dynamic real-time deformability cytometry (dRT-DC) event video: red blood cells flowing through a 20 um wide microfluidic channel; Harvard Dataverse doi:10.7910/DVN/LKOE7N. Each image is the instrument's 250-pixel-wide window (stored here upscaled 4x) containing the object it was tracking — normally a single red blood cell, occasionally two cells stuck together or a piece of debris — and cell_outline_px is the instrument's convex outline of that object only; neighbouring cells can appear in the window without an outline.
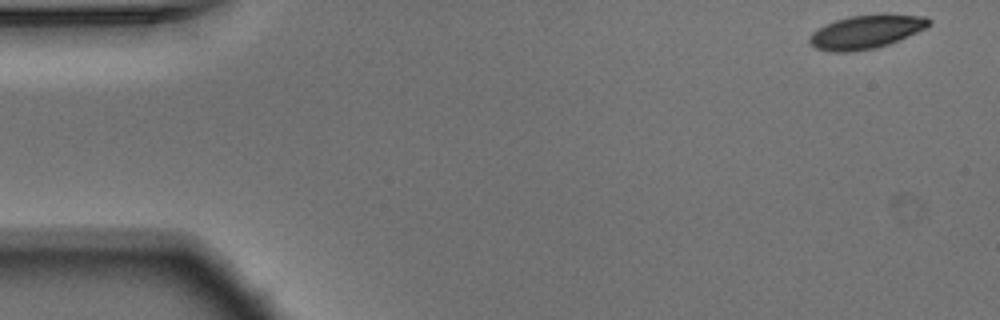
{"species": "Egyptian fruit bat (a non-hibernating species)", "species_latin": "Rousettus aegyptiacus", "temperature_condition": "warm", "stored_images_in_passage": 52, "camera_frame_rate_fps": 3000, "um_per_image_px": 0.085, "animal": {"sex": "male"}, "frame": {"image": 1, "passage_image": 1, "time_ms": 0.0, "image_size_px": [1000, 320], "cell_outline_px": [[932, 24], [900, 40], [876, 48], [852, 52], [832, 52], [816, 48], [808, 40], [812, 32], [836, 20], [852, 16], [924, 16], [932, 20]], "centroid_in_image_um": [73.6, 2.75], "position_along_channel_um": 11.4, "area_um2": 22.54}}
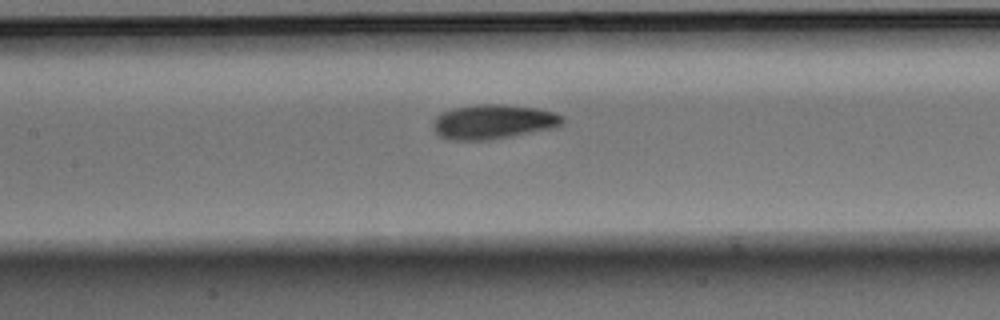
{"frame": {"image": 2, "passage_image": 23, "time_ms": 7.333, "image_size_px": [1000, 320], "cell_outline_px": [[564, 124], [556, 128], [512, 136], [488, 140], [452, 140], [440, 136], [432, 128], [432, 120], [440, 112], [452, 108], [476, 104], [504, 104], [536, 108], [552, 112], [564, 116]], "centroid_in_image_um": [41.92, 10.35], "position_along_channel_um": 165.5, "area_um2": 26.41}}
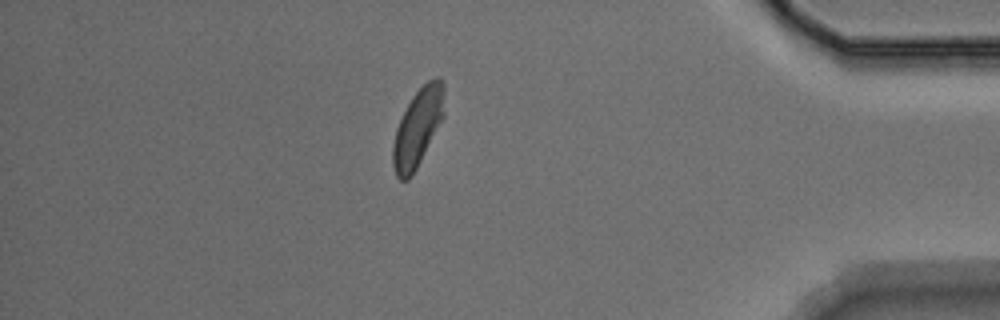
{"frame": {"image": 3, "passage_image": 45, "time_ms": 14.667, "image_size_px": [1000, 320], "cell_outline_px": [[444, 116], [412, 176], [408, 180], [400, 180], [396, 176], [392, 164], [392, 144], [396, 128], [412, 96], [428, 80], [436, 76], [440, 76], [444, 84]], "centroid_in_image_um": [35.51, 10.84], "position_along_channel_um": 399.7, "area_um2": 23.29}, "authors_computed_cell_mechanics": {"area_um2": 23.9581, "velocity_mm_per_s": 3.7257, "shape_relaxation_time_tau1_ms": 3.1388, "shape_relaxation_time_tau2_ms": 3.4899, "deformation_change_tau1": 0.1258, "deformation_change_tau2": 0.0895}}